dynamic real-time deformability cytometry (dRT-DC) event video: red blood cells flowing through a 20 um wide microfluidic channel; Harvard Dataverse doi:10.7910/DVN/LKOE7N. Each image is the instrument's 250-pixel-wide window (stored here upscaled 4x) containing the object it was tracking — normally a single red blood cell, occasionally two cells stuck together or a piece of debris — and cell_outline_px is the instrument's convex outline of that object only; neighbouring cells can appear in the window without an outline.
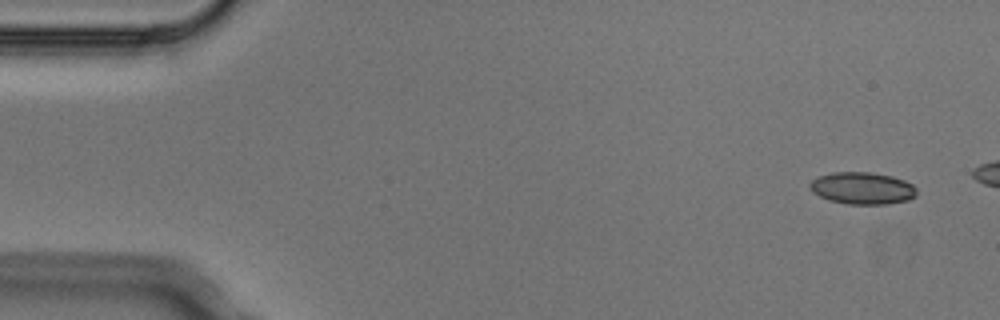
{"species": "Egyptian fruit bat (a non-hibernating species)", "species_latin": "Rousettus aegyptiacus", "temperature_condition": "cold", "stored_images_in_passage": 4, "camera_frame_rate_fps": 3000, "um_per_image_px": 0.085, "animal": {"sex": "male"}, "frame": {"image": 1, "passage_image": 1, "time_ms": 0.0, "image_size_px": [1000, 320], "cell_outline_px": [[916, 196], [908, 200], [888, 204], [848, 204], [828, 200], [812, 192], [808, 184], [812, 180], [820, 176], [832, 172], [872, 172], [892, 176], [904, 180], [912, 184], [916, 188]], "centroid_in_image_um": [73.3, 16.0], "position_along_channel_um": 11.7, "area_um2": 20.06}}